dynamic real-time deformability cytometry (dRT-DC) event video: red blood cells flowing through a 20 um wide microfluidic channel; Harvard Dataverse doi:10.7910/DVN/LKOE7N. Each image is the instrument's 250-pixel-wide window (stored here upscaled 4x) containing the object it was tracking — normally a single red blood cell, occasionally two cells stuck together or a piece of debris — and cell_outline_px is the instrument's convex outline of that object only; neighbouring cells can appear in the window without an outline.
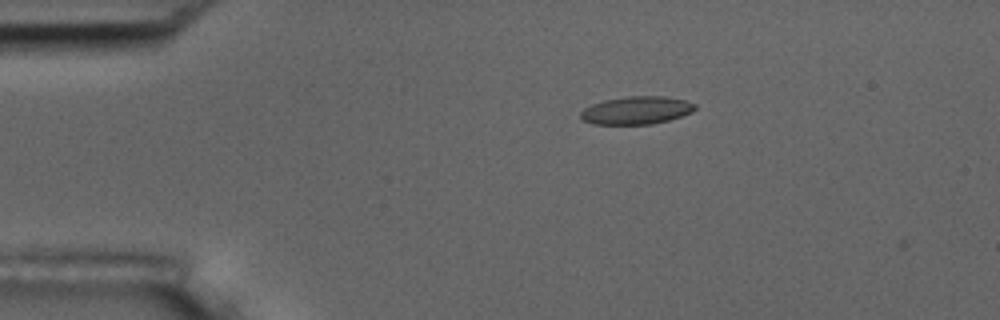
{"species": "common noctule bat (a hibernating species)", "species_latin": "Nyctalus noctula", "temperature_condition": "room temperature", "stored_images_in_passage": 9, "camera_frame_rate_fps": 3000, "um_per_image_px": 0.085, "animal": {"sex": "male", "body_mass_g": 17.5, "forearm_length_mm": 52.3}, "frame": {"image": 1, "passage_image": 4, "time_ms": 3.333, "image_size_px": [1000, 320], "cell_outline_px": [[696, 108], [692, 112], [668, 120], [652, 124], [596, 124], [580, 120], [580, 112], [584, 108], [592, 104], [604, 100], [628, 96], [664, 96], [684, 100], [696, 104]], "centroid_in_image_um": [54.07, 9.37], "position_along_channel_um": 30.9, "area_um2": 18.55}}
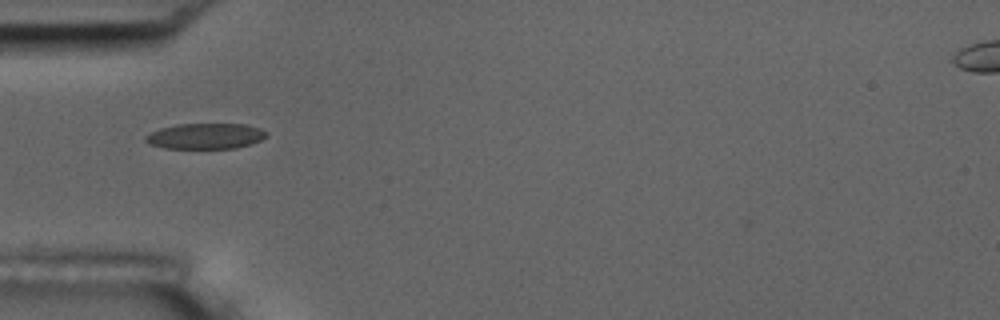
{"frame": {"image": 2, "passage_image": 6, "time_ms": 5.667, "image_size_px": [1000, 320], "cell_outline_px": [[268, 136], [252, 144], [236, 148], [164, 148], [148, 144], [144, 140], [144, 136], [160, 128], [176, 124], [244, 124], [260, 128], [268, 132]], "centroid_in_image_um": [17.47, 11.57], "position_along_channel_um": 67.5, "area_um2": 18.21}}
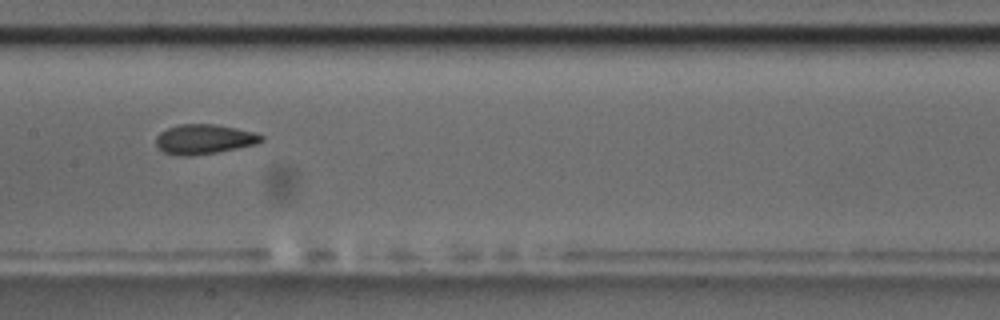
{"frame": {"image": 3, "passage_image": 9, "time_ms": 9.0, "image_size_px": [1000, 320], "cell_outline_px": [[264, 140], [256, 144], [216, 152], [188, 156], [180, 156], [164, 152], [156, 144], [156, 136], [160, 132], [168, 128], [180, 124], [216, 124], [256, 132], [264, 136]], "centroid_in_image_um": [17.37, 11.82], "position_along_channel_um": 190.0, "area_um2": 18.21}}